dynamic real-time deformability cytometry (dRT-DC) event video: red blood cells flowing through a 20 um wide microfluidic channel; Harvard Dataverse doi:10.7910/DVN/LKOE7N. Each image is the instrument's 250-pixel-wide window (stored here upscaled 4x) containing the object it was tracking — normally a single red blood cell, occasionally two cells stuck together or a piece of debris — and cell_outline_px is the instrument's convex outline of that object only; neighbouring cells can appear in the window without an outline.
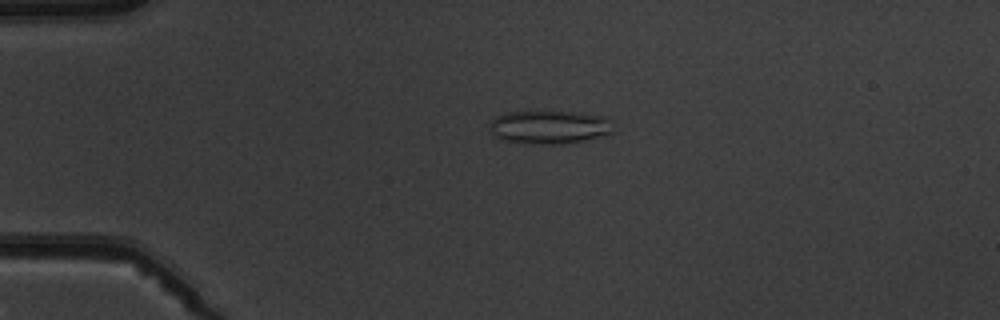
{"species": "common noctule bat (a hibernating species)", "species_latin": "Nyctalus noctula", "temperature_condition": "warm", "stored_images_in_passage": 4, "camera_frame_rate_fps": 3000, "um_per_image_px": 0.085, "animal": {"sex": "male", "body_mass_g": 19.5, "forearm_length_mm": 54.6}, "frame": {"image": 1, "passage_image": 3, "time_ms": 2.333, "image_size_px": [1000, 320], "cell_outline_px": [[612, 132], [584, 140], [564, 144], [532, 144], [500, 140], [492, 136], [488, 132], [488, 124], [496, 116], [504, 112], [572, 112], [604, 116], [608, 120]], "centroid_in_image_um": [46.55, 10.82], "position_along_channel_um": 38.4, "area_um2": 24.04}}